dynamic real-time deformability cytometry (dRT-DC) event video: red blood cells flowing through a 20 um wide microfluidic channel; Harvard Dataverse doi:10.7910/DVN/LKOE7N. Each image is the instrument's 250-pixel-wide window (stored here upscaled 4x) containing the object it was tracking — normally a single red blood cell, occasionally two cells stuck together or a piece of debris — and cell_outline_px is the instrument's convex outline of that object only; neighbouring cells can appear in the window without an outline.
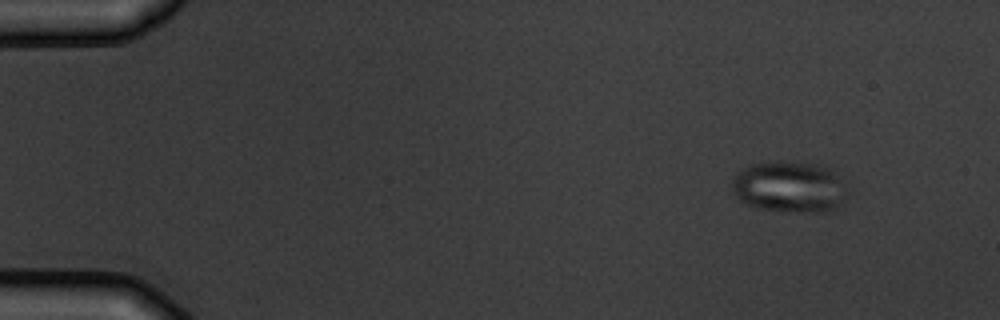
{"species": "common noctule bat (a hibernating species)", "species_latin": "Nyctalus noctula", "temperature_condition": "warm", "stored_images_in_passage": 11, "camera_frame_rate_fps": 3000, "um_per_image_px": 0.085, "animal": {"sex": "male", "body_mass_g": 19.5, "forearm_length_mm": 54.6}, "frame": {"image": 1, "passage_image": 2, "time_ms": 1.0, "image_size_px": [1000, 320], "cell_outline_px": [[848, 196], [832, 212], [784, 212], [756, 208], [740, 200], [732, 192], [732, 180], [736, 172], [752, 164], [780, 160], [816, 164], [828, 168], [848, 188]], "centroid_in_image_um": [67.1, 15.91], "position_along_channel_um": 17.9, "area_um2": 34.97}}
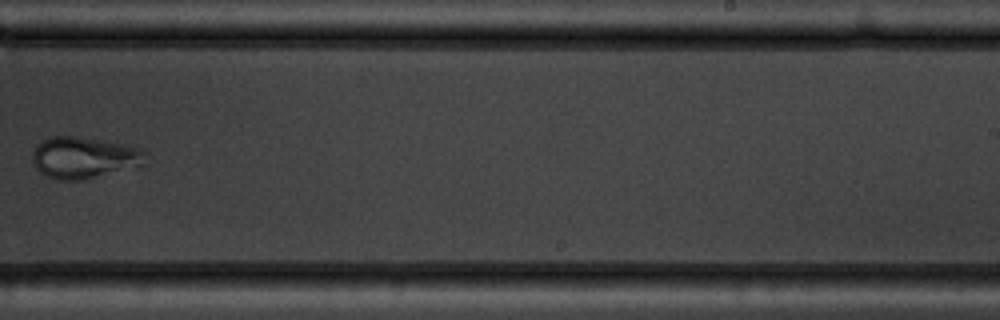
{"frame": {"image": 2, "passage_image": 10, "time_ms": 11.0, "image_size_px": [1000, 320], "cell_outline_px": [[144, 164], [84, 180], [56, 180], [44, 176], [36, 168], [32, 160], [32, 152], [36, 144], [52, 136], [76, 136], [124, 144], [140, 148], [144, 152]], "centroid_in_image_um": [7.07, 13.4], "position_along_channel_um": 281.9, "area_um2": 27.28}}